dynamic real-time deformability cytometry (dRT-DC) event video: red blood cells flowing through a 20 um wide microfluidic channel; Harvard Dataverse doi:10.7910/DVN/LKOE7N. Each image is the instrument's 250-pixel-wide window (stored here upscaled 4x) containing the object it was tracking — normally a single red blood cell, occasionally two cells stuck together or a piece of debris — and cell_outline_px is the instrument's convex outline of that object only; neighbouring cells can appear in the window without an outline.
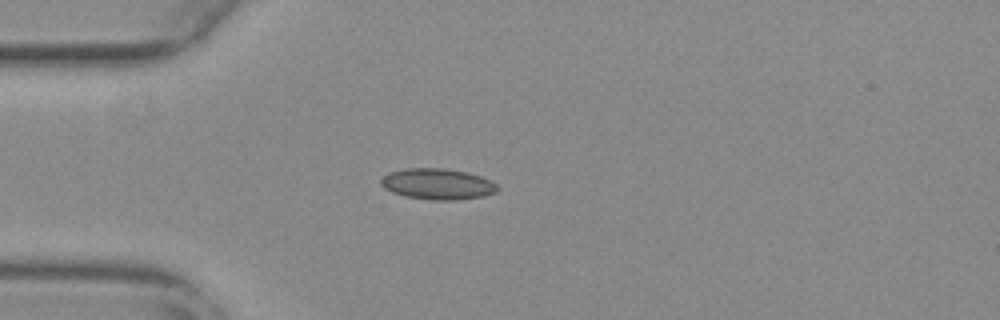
{"species": "common noctule bat (a hibernating species)", "species_latin": "Nyctalus noctula", "temperature_condition": "warm", "stored_images_in_passage": 29, "camera_frame_rate_fps": 3000, "um_per_image_px": 0.085, "animal": {"sex": "female", "body_mass_g": 29.2, "forearm_length_mm": 56.3}, "frame": {"image": 1, "passage_image": 1, "time_ms": 0.0, "image_size_px": [1000, 320], "cell_outline_px": [[500, 188], [496, 192], [484, 196], [452, 200], [432, 200], [408, 196], [392, 192], [384, 188], [380, 184], [380, 180], [388, 172], [404, 168], [444, 168], [468, 172], [492, 180]], "centroid_in_image_um": [37.2, 15.63], "position_along_channel_um": 47.8, "area_um2": 21.1}}
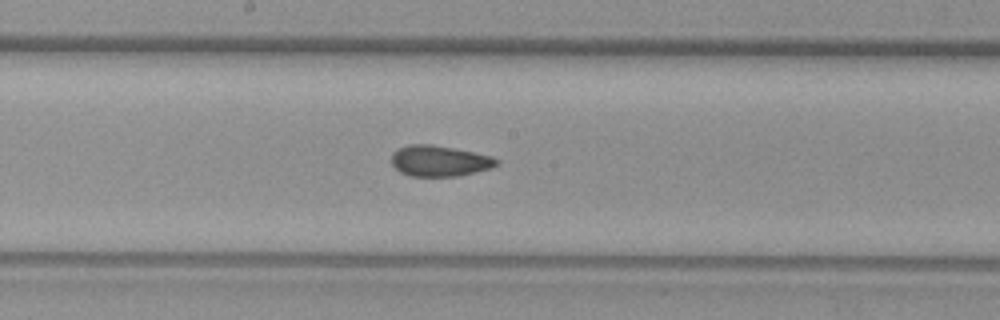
{"frame": {"image": 2, "passage_image": 15, "time_ms": 4.667, "image_size_px": [1000, 320], "cell_outline_px": [[500, 164], [492, 168], [460, 176], [408, 176], [400, 172], [392, 164], [392, 152], [396, 148], [408, 144], [432, 144], [492, 156], [500, 160]], "centroid_in_image_um": [37.36, 13.68], "position_along_channel_um": 210.8, "area_um2": 19.13}}
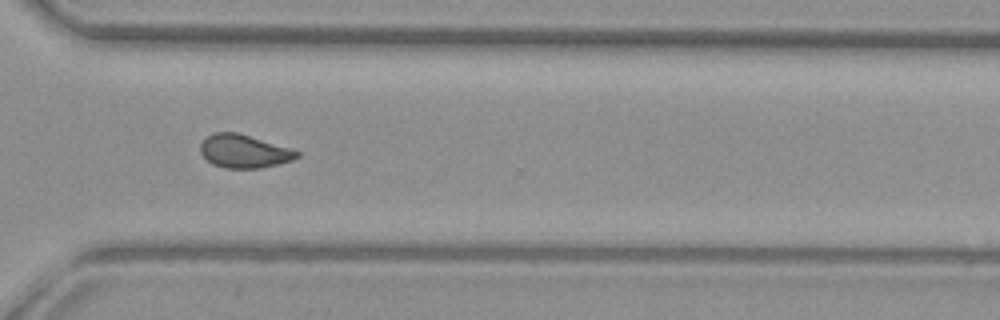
{"frame": {"image": 3, "passage_image": 26, "time_ms": 8.333, "image_size_px": [1000, 320], "cell_outline_px": [[300, 156], [292, 160], [260, 168], [224, 168], [212, 164], [200, 152], [200, 144], [208, 136], [216, 132], [236, 132], [292, 148], [300, 152]], "centroid_in_image_um": [20.76, 12.86], "position_along_channel_um": 349.8, "area_um2": 18.61}, "authors_computed_cell_mechanics": {"area_um2": 19.1318, "velocity_mm_per_s": 3.7989, "shape_relaxation_time_tau1_ms": null, "shape_relaxation_time_tau2_ms": 1.762, "deformation_change_tau1": null, "deformation_change_tau2": 0.0621}}